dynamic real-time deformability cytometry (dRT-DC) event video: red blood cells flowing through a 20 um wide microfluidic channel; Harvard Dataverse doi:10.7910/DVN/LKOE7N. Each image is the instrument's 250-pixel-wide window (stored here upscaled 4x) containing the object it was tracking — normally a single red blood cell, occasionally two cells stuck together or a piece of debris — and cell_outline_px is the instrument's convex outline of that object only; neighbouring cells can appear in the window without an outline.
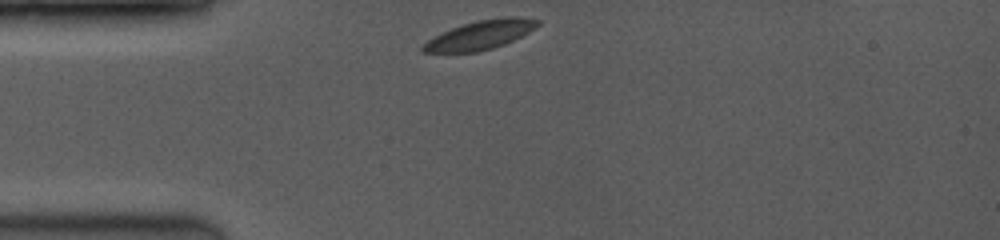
{"species": "common noctule bat (a hibernating species)", "species_latin": "Nyctalus noctula", "temperature_condition": "room temperature", "stored_images_in_passage": 29, "camera_frame_rate_fps": 3500, "um_per_image_px": 0.085, "animal": {"sex": "female", "body_mass_g": 19.0, "forearm_length_mm": 53.3}, "frame": {"image": 1, "passage_image": 1, "time_ms": 0.0, "image_size_px": [1000, 240], "cell_outline_px": [[540, 24], [528, 32], [504, 44], [492, 48], [476, 52], [420, 52], [420, 48], [428, 40], [452, 28], [476, 20], [504, 16], [516, 16], [540, 20]], "centroid_in_image_um": [40.84, 2.96], "position_along_channel_um": 44.2, "area_um2": 19.07}}
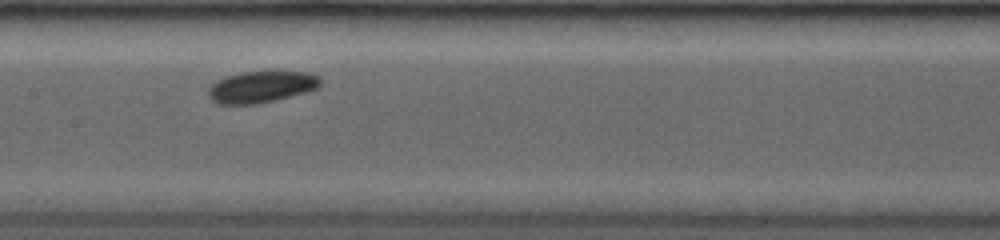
{"frame": {"image": 2, "passage_image": 13, "time_ms": 4.0, "image_size_px": [1000, 240], "cell_outline_px": [[324, 80], [316, 88], [304, 92], [256, 104], [216, 104], [208, 96], [208, 88], [216, 80], [224, 76], [240, 72], [304, 72], [320, 76]], "centroid_in_image_um": [22.16, 7.37], "position_along_channel_um": 185.2, "area_um2": 20.46}}
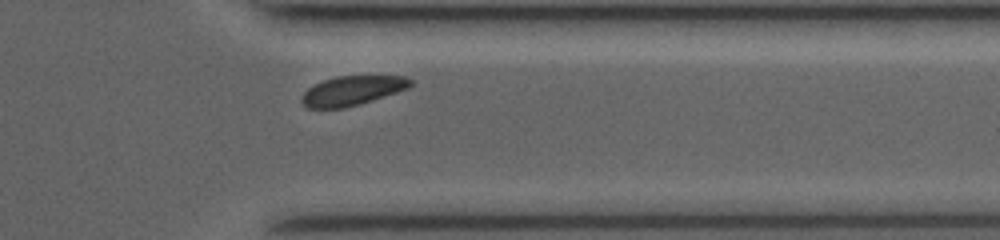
{"frame": {"image": 3, "passage_image": 26, "time_ms": 8.857, "image_size_px": [1000, 240], "cell_outline_px": [[412, 84], [408, 88], [360, 104], [344, 108], [308, 108], [300, 100], [304, 92], [308, 88], [324, 80], [336, 76], [408, 76], [412, 80]], "centroid_in_image_um": [29.94, 7.7], "position_along_channel_um": 381.5, "area_um2": 18.5}, "authors_computed_cell_mechanics": {"area_um2": 19.9988, "velocity_mm_per_s": 4.015, "shape_relaxation_time_tau1_ms": 2.1033, "shape_relaxation_time_tau2_ms": 2.9909, "deformation_change_tau1": 0.0461, "deformation_change_tau2": 0.0321}}